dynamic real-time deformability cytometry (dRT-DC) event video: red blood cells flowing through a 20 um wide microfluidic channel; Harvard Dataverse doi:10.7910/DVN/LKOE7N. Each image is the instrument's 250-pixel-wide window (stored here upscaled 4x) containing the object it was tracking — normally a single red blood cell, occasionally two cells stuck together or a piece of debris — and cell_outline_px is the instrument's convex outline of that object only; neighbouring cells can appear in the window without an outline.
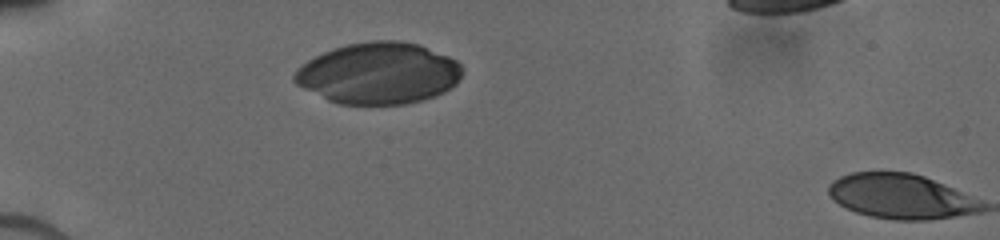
{"species": "human", "species_latin": "Homo sapiens", "temperature_condition": "cold", "stored_images_in_passage": 2, "camera_frame_rate_fps": 3000, "um_per_image_px": 0.085, "donor": {"sex": "male"}, "frame": {"image": 1, "passage_image": 1, "time_ms": 0.0, "image_size_px": [1000, 240], "cell_outline_px": [[464, 72], [456, 84], [452, 88], [436, 96], [424, 100], [404, 104], [336, 104], [296, 84], [292, 80], [292, 76], [308, 60], [332, 48], [348, 44], [368, 40], [400, 40], [420, 44], [448, 56], [456, 60], [464, 68]], "centroid_in_image_um": [32.23, 6.22], "position_along_channel_um": 52.8, "area_um2": 60.4}}